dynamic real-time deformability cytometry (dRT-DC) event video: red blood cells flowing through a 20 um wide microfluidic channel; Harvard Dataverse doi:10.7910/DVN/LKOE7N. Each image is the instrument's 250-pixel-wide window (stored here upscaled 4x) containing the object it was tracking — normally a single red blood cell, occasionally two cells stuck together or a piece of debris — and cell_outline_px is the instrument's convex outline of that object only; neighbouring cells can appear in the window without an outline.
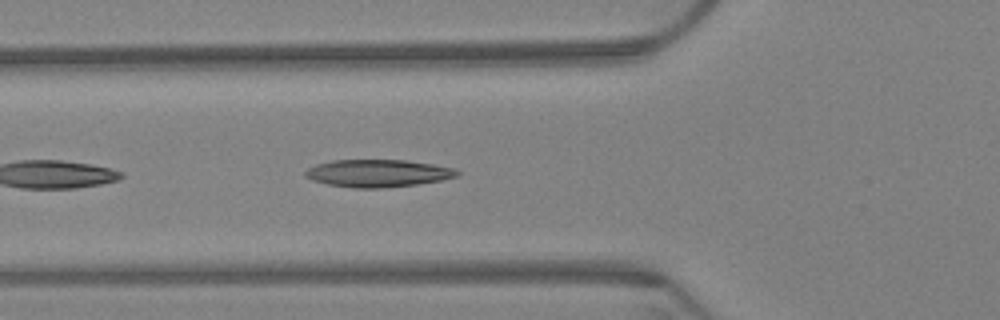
{"species": "Egyptian fruit bat (a non-hibernating species)", "species_latin": "Rousettus aegyptiacus", "temperature_condition": "warm", "stored_images_in_passage": 18, "camera_frame_rate_fps": 3000, "um_per_image_px": 0.085, "animal": {"sex": "female"}, "frame": {"image": 1, "passage_image": 6, "time_ms": 1.667, "image_size_px": [1000, 320], "cell_outline_px": [[460, 172], [456, 176], [440, 180], [416, 184], [380, 188], [352, 188], [328, 184], [312, 180], [304, 176], [304, 172], [308, 168], [316, 164], [332, 160], [404, 160], [432, 164], [456, 168]], "centroid_in_image_um": [32.08, 14.72], "position_along_channel_um": 93.7, "area_um2": 24.22}}
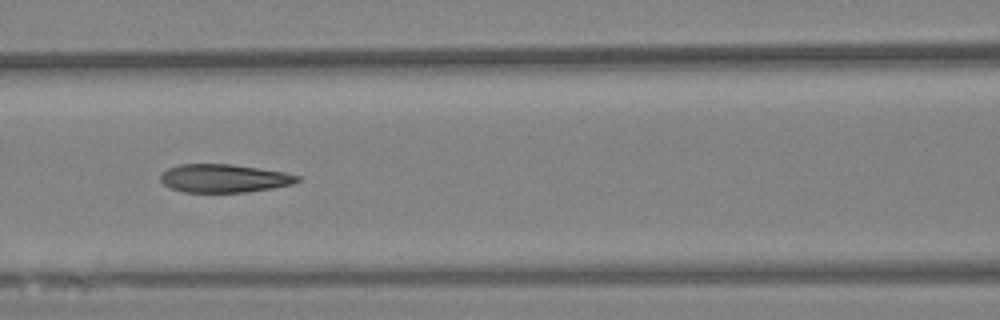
{"frame": {"image": 2, "passage_image": 11, "time_ms": 3.333, "image_size_px": [1000, 320], "cell_outline_px": [[300, 180], [292, 184], [272, 188], [248, 192], [184, 192], [172, 188], [164, 184], [160, 180], [160, 176], [168, 168], [180, 164], [232, 164], [284, 172], [300, 176]], "centroid_in_image_um": [19.05, 15.15], "position_along_channel_um": 147.6, "area_um2": 22.43}}